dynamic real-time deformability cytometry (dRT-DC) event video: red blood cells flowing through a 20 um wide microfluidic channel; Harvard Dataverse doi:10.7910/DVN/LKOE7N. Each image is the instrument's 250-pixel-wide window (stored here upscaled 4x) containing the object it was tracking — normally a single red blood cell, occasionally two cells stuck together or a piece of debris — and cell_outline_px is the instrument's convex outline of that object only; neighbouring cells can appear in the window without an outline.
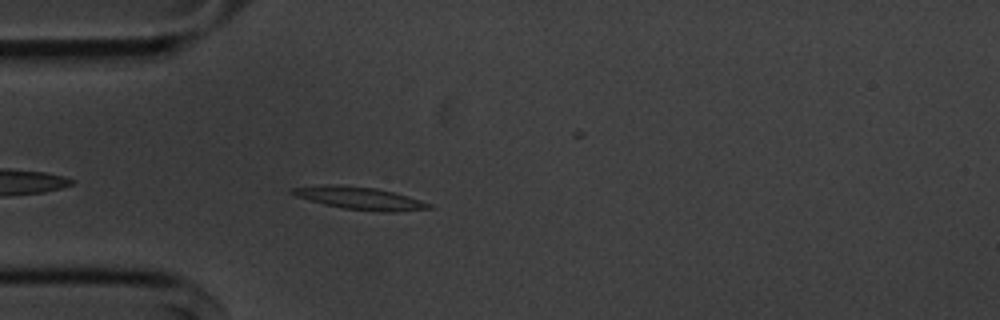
{"species": "common noctule bat (a hibernating species)", "species_latin": "Nyctalus noctula", "temperature_condition": "cold", "stored_images_in_passage": 45, "camera_frame_rate_fps": 3000, "um_per_image_px": 0.085, "animal": {"sex": "male", "body_mass_g": 20.1, "forearm_length_mm": 53.5}, "frame": {"image": 1, "passage_image": 4, "time_ms": 1.0, "image_size_px": [1000, 320], "cell_outline_px": [[432, 208], [396, 212], [388, 212], [344, 208], [324, 204], [296, 196], [288, 192], [292, 188], [376, 188], [392, 192], [420, 200], [432, 204]], "centroid_in_image_um": [30.75, 16.92], "position_along_channel_um": 54.3, "area_um2": 16.36}}
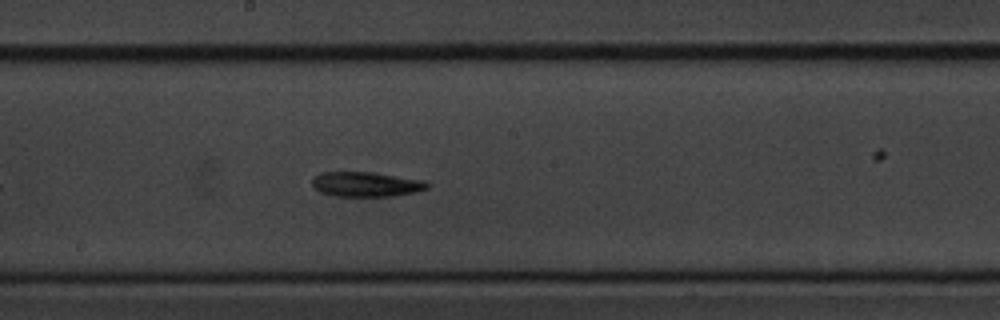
{"frame": {"image": 2, "passage_image": 18, "time_ms": 5.667, "image_size_px": [1000, 320], "cell_outline_px": [[428, 188], [416, 192], [392, 196], [332, 196], [320, 192], [312, 184], [312, 180], [320, 172], [372, 172], [424, 180], [428, 184]], "centroid_in_image_um": [31.11, 15.66], "position_along_channel_um": 217.1, "area_um2": 16.59}}
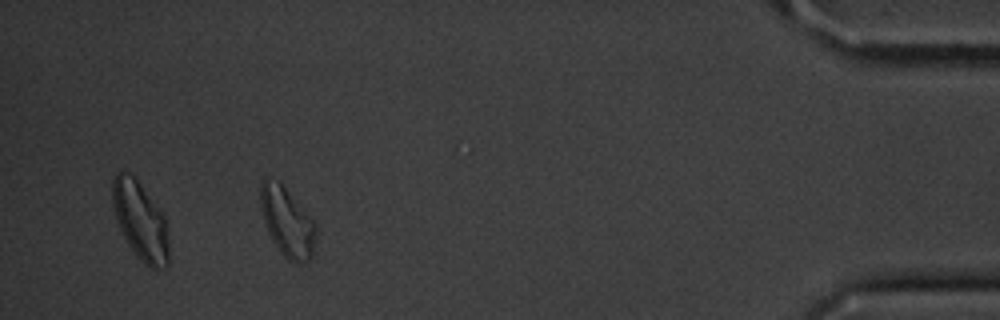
{"frame": {"image": 3, "passage_image": 39, "time_ms": 12.667, "image_size_px": [1000, 320], "cell_outline_px": [[316, 240], [312, 256], [308, 260], [300, 264], [296, 264], [288, 260], [280, 252], [272, 240], [268, 232], [264, 220], [260, 204], [260, 184], [264, 176], [268, 176], [280, 180], [316, 220]], "centroid_in_image_um": [24.43, 18.8], "position_along_channel_um": 410.8, "area_um2": 23.29}, "authors_computed_cell_mechanics": {"area_um2": 16.3574, "velocity_mm_per_s": 3.6095, "shape_relaxation_time_tau1_ms": 7.3075, "shape_relaxation_time_tau2_ms": null, "deformation_change_tau1": 0.1792, "deformation_change_tau2": null}}